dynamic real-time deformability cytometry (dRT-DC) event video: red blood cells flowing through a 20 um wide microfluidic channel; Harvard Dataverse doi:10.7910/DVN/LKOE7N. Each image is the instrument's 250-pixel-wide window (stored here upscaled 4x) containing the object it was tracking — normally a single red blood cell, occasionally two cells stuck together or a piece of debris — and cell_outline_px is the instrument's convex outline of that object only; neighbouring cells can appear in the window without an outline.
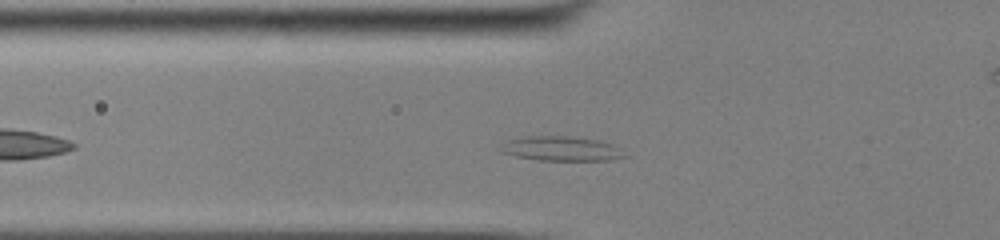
{"species": "common noctule bat (a hibernating species)", "species_latin": "Nyctalus noctula", "temperature_condition": "cold", "stored_images_in_passage": 43, "camera_frame_rate_fps": 3000, "um_per_image_px": 0.085, "animal": {"sex": "male", "body_mass_g": 13.0, "forearm_length_mm": 53.1}, "frame": {"image": 1, "passage_image": 8, "time_ms": 2.333, "image_size_px": [1000, 240], "cell_outline_px": [[628, 156], [608, 160], [540, 160], [516, 156], [500, 152], [504, 140], [524, 136], [568, 136], [596, 140], [620, 148]], "centroid_in_image_um": [47.66, 12.63], "position_along_channel_um": 78.1, "area_um2": 17.57}}
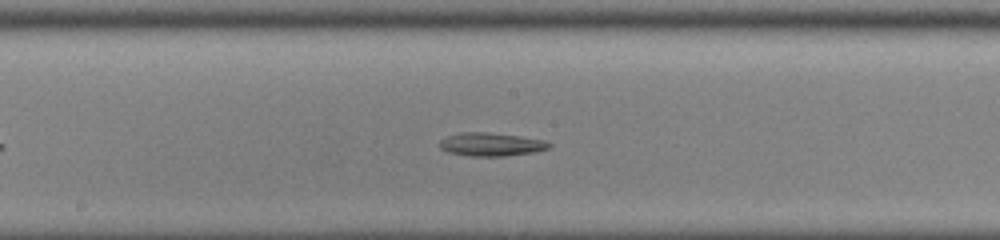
{"frame": {"image": 2, "passage_image": 18, "time_ms": 5.667, "image_size_px": [1000, 240], "cell_outline_px": [[552, 148], [532, 152], [504, 156], [468, 156], [448, 152], [440, 148], [440, 140], [444, 136], [460, 132], [488, 132], [520, 136], [544, 140], [552, 144]], "centroid_in_image_um": [41.73, 12.26], "position_along_channel_um": 206.5, "area_um2": 15.03}}
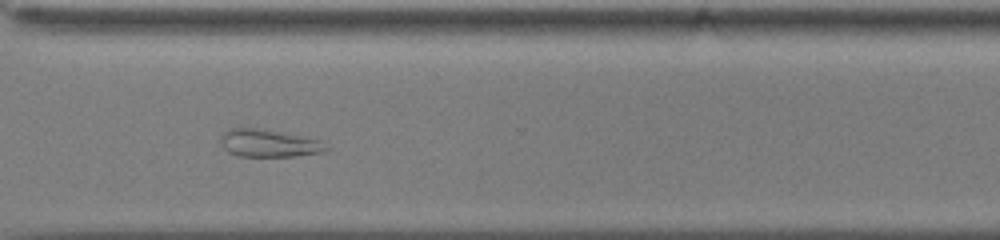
{"frame": {"image": 3, "passage_image": 29, "time_ms": 9.333, "image_size_px": [1000, 240], "cell_outline_px": [[332, 148], [324, 152], [296, 156], [240, 156], [228, 152], [220, 144], [220, 136], [228, 128], [264, 128], [320, 140], [328, 144]], "centroid_in_image_um": [22.88, 12.17], "position_along_channel_um": 347.7, "area_um2": 17.28}, "authors_computed_cell_mechanics": {"area_um2": 17.2822, "velocity_mm_per_s": 3.8575, "shape_relaxation_time_tau1_ms": null, "shape_relaxation_time_tau2_ms": 9.0121, "deformation_change_tau1": null, "deformation_change_tau2": 0.1629}}